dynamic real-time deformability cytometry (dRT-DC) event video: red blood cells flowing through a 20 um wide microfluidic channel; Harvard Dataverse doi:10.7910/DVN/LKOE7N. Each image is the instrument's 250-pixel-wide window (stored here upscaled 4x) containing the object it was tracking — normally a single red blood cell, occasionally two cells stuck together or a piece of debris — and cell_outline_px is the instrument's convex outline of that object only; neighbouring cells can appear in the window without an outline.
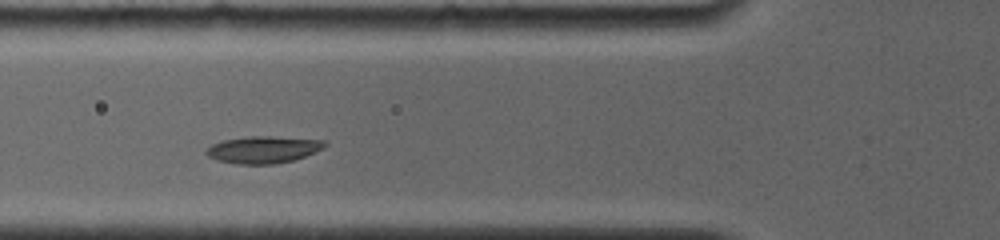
{"species": "common noctule bat (a hibernating species)", "species_latin": "Nyctalus noctula", "temperature_condition": "room temperature", "stored_images_in_passage": 12, "camera_frame_rate_fps": 4000, "um_per_image_px": 0.085, "animal": {"sex": "female", "body_mass_g": 19.0, "forearm_length_mm": 56.7}, "frame": {"image": 1, "passage_image": 7, "time_ms": 5.0, "image_size_px": [1000, 240], "cell_outline_px": [[328, 144], [324, 148], [304, 156], [292, 160], [276, 164], [236, 164], [216, 160], [208, 156], [204, 152], [212, 144], [224, 140], [252, 136], [272, 136], [324, 140]], "centroid_in_image_um": [22.38, 12.72], "position_along_channel_um": 103.4, "area_um2": 18.61}}
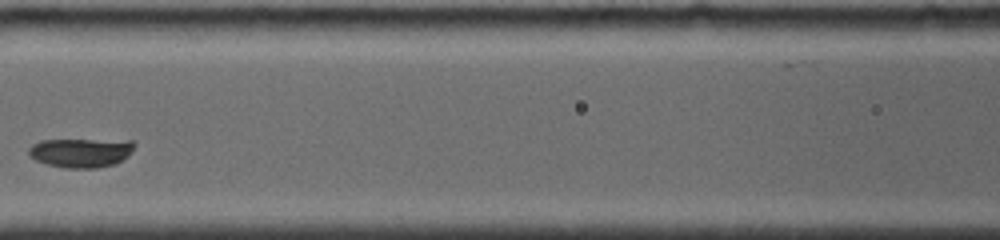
{"frame": {"image": 2, "passage_image": 9, "time_ms": 6.5, "image_size_px": [1000, 240], "cell_outline_px": [[136, 144], [132, 152], [128, 156], [116, 164], [96, 168], [68, 168], [48, 164], [36, 160], [28, 152], [28, 148], [32, 144], [40, 140], [132, 140]], "centroid_in_image_um": [6.92, 12.97], "position_along_channel_um": 159.7, "area_um2": 18.03}}
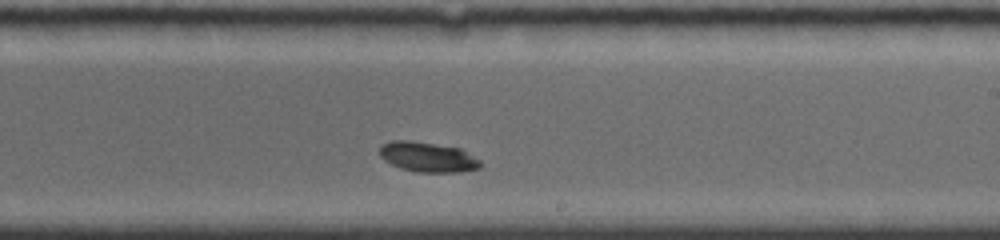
{"frame": {"image": 3, "passage_image": 12, "time_ms": 9.0, "image_size_px": [1000, 240], "cell_outline_px": [[480, 168], [460, 172], [416, 172], [400, 168], [384, 160], [380, 156], [380, 144], [392, 140], [408, 140], [460, 148], [480, 160]], "centroid_in_image_um": [36.33, 13.35], "position_along_channel_um": 252.7, "area_um2": 17.57}}